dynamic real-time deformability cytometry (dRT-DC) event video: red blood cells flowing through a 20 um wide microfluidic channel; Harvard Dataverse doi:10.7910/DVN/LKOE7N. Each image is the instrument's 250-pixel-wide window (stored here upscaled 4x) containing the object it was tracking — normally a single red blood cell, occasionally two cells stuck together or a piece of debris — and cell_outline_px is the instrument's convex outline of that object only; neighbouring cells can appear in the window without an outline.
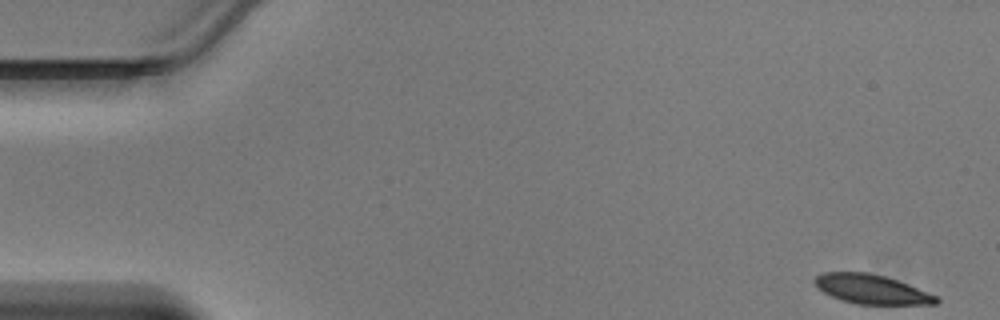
{"species": "Egyptian fruit bat (a non-hibernating species)", "species_latin": "Rousettus aegyptiacus", "temperature_condition": "warm", "stored_images_in_passage": 7, "camera_frame_rate_fps": 3000, "um_per_image_px": 0.085, "animal": {"sex": "male"}, "frame": {"image": 1, "passage_image": 1, "time_ms": 0.0, "image_size_px": [1000, 320], "cell_outline_px": [[940, 300], [936, 304], [856, 304], [840, 300], [816, 288], [812, 280], [816, 276], [824, 272], [868, 272], [884, 276], [908, 284], [936, 296]], "centroid_in_image_um": [74.02, 24.58], "position_along_channel_um": 11.0, "area_um2": 20.69}}